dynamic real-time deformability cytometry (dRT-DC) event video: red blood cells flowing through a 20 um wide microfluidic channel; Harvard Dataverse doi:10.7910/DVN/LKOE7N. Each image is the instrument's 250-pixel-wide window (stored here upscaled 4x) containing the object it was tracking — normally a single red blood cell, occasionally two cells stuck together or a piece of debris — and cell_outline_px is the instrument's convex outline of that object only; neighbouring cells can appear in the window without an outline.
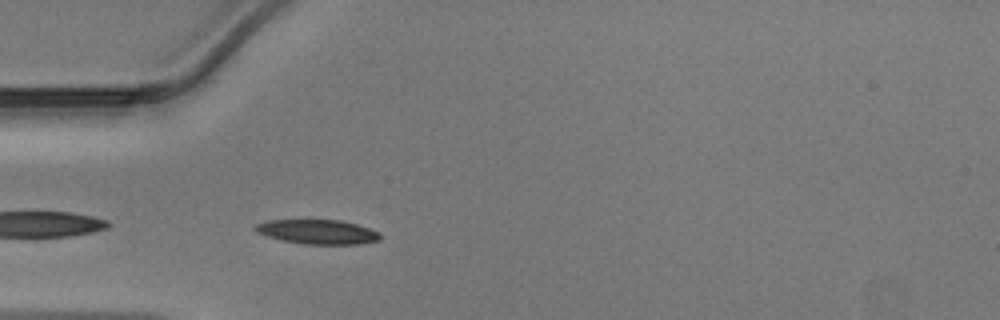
{"species": "Egyptian fruit bat (a non-hibernating species)", "species_latin": "Rousettus aegyptiacus", "temperature_condition": "warm", "stored_images_in_passage": 35, "camera_frame_rate_fps": 3000, "um_per_image_px": 0.085, "animal": {"sex": "male"}, "frame": {"image": 1, "passage_image": 2, "time_ms": 0.333, "image_size_px": [1000, 320], "cell_outline_px": [[380, 240], [356, 244], [304, 244], [284, 240], [268, 236], [256, 232], [252, 228], [256, 224], [268, 220], [340, 220], [356, 224], [380, 232]], "centroid_in_image_um": [26.99, 19.7], "position_along_channel_um": 58.0, "area_um2": 17.63}}
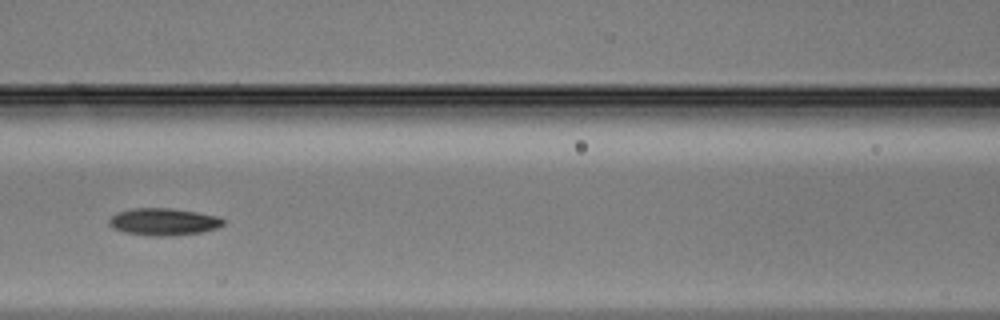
{"frame": {"image": 2, "passage_image": 9, "time_ms": 2.667, "image_size_px": [1000, 320], "cell_outline_px": [[224, 224], [216, 228], [200, 232], [176, 236], [152, 236], [124, 232], [112, 228], [108, 224], [108, 220], [116, 212], [132, 208], [172, 208], [220, 216], [224, 220]], "centroid_in_image_um": [13.88, 18.85], "position_along_channel_um": 152.7, "area_um2": 18.26}}
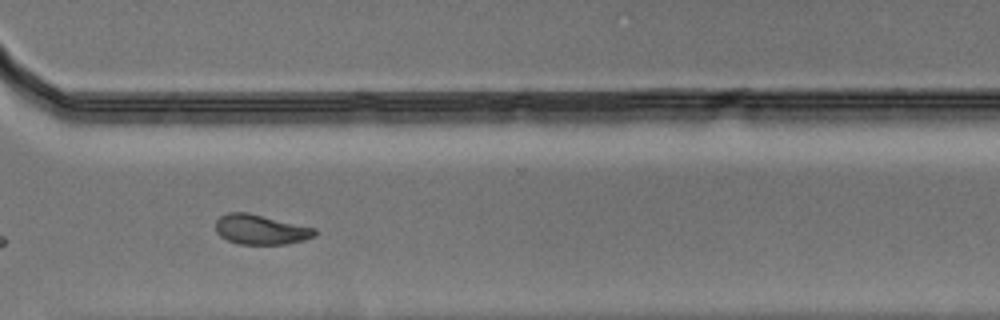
{"frame": {"image": 3, "passage_image": 23, "time_ms": 7.333, "image_size_px": [1000, 320], "cell_outline_px": [[316, 236], [304, 240], [284, 244], [240, 244], [228, 240], [220, 236], [216, 232], [216, 220], [220, 216], [228, 212], [248, 212], [316, 228]], "centroid_in_image_um": [22.16, 19.5], "position_along_channel_um": 348.4, "area_um2": 17.28}}